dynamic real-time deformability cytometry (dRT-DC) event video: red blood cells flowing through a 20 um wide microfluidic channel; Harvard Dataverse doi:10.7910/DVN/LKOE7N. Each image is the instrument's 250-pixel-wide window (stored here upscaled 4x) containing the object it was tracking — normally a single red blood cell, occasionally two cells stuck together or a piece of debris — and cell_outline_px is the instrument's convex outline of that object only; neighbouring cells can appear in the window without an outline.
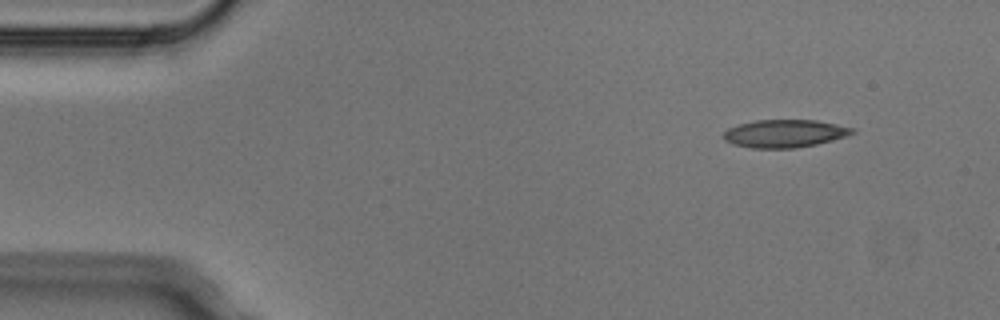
{"species": "Egyptian fruit bat (a non-hibernating species)", "species_latin": "Rousettus aegyptiacus", "temperature_condition": "cold", "stored_images_in_passage": 2, "camera_frame_rate_fps": 3000, "um_per_image_px": 0.085, "animal": {"sex": "male"}, "frame": {"image": 1, "passage_image": 1, "time_ms": 0.0, "image_size_px": [1000, 320], "cell_outline_px": [[856, 132], [848, 136], [816, 144], [796, 148], [752, 148], [732, 144], [724, 140], [724, 132], [728, 128], [740, 124], [756, 120], [816, 120], [856, 128]], "centroid_in_image_um": [66.73, 11.35], "position_along_channel_um": 18.3, "area_um2": 20.92}}